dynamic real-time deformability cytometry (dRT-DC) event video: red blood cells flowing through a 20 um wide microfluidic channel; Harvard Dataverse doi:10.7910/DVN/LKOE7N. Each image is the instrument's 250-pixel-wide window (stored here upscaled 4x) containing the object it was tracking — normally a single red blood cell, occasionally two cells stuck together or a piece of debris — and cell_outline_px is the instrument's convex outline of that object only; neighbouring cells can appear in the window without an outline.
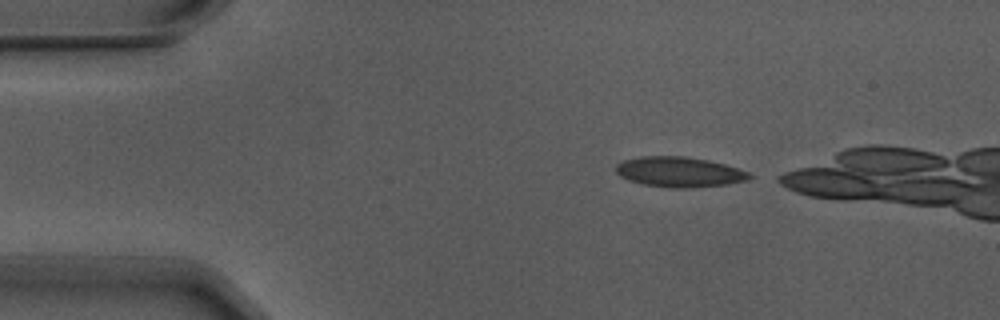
{"species": "Egyptian fruit bat (a non-hibernating species)", "species_latin": "Rousettus aegyptiacus", "temperature_condition": "warm", "stored_images_in_passage": 3, "camera_frame_rate_fps": 3000, "um_per_image_px": 0.085, "animal": {"sex": "male"}, "frame": {"image": 1, "passage_image": 1, "time_ms": 0.0, "image_size_px": [1000, 320], "cell_outline_px": [[752, 176], [748, 180], [728, 184], [684, 188], [668, 188], [644, 184], [628, 180], [620, 176], [616, 172], [616, 164], [624, 160], [640, 156], [684, 156], [708, 160], [724, 164], [748, 172]], "centroid_in_image_um": [57.71, 14.61], "position_along_channel_um": 27.3, "area_um2": 23.41}}